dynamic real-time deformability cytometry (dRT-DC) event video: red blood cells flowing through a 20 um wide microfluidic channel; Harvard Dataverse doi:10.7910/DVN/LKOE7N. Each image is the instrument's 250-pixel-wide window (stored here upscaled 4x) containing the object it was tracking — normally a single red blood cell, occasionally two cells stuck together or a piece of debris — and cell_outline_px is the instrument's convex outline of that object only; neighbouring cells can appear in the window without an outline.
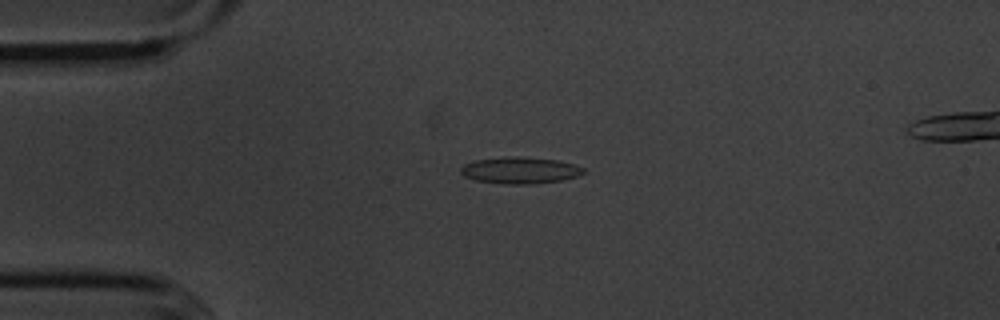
{"species": "common noctule bat (a hibernating species)", "species_latin": "Nyctalus noctula", "temperature_condition": "cold", "stored_images_in_passage": 5, "camera_frame_rate_fps": 3000, "um_per_image_px": 0.085, "animal": {"sex": "male", "body_mass_g": 20.1, "forearm_length_mm": 53.5}, "frame": {"image": 1, "passage_image": 1, "time_ms": 0.0, "image_size_px": [1000, 320], "cell_outline_px": [[584, 172], [576, 176], [564, 180], [536, 184], [504, 184], [476, 180], [464, 176], [460, 172], [460, 168], [464, 164], [476, 160], [508, 156], [516, 156], [560, 160], [576, 164], [584, 168]], "centroid_in_image_um": [44.23, 14.47], "position_along_channel_um": 40.8, "area_um2": 19.19}}
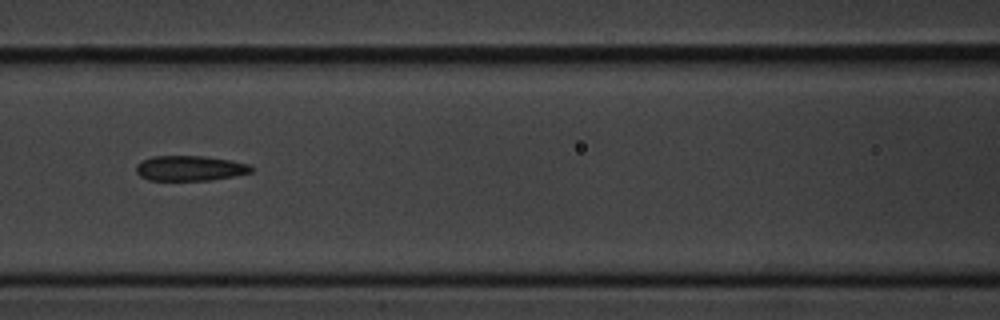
{"frame": {"image": 2, "passage_image": 4, "time_ms": 3.667, "image_size_px": [1000, 320], "cell_outline_px": [[252, 172], [232, 176], [208, 180], [148, 180], [140, 176], [136, 172], [136, 164], [152, 156], [204, 156], [232, 160], [248, 164], [252, 168]], "centroid_in_image_um": [16.12, 14.29], "position_along_channel_um": 150.5, "area_um2": 16.76}}
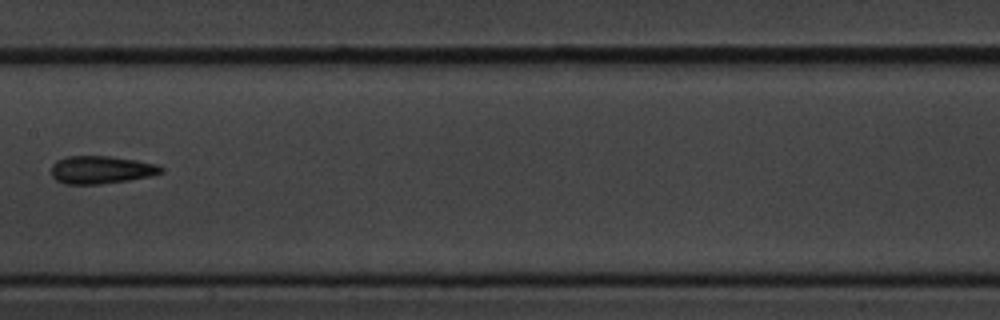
{"frame": {"image": 3, "passage_image": 5, "time_ms": 5.0, "image_size_px": [1000, 320], "cell_outline_px": [[164, 172], [152, 176], [128, 180], [100, 184], [64, 184], [56, 180], [52, 176], [52, 164], [56, 160], [64, 156], [108, 156], [136, 160], [156, 164], [164, 168]], "centroid_in_image_um": [8.59, 14.43], "position_along_channel_um": 198.8, "area_um2": 17.92}}